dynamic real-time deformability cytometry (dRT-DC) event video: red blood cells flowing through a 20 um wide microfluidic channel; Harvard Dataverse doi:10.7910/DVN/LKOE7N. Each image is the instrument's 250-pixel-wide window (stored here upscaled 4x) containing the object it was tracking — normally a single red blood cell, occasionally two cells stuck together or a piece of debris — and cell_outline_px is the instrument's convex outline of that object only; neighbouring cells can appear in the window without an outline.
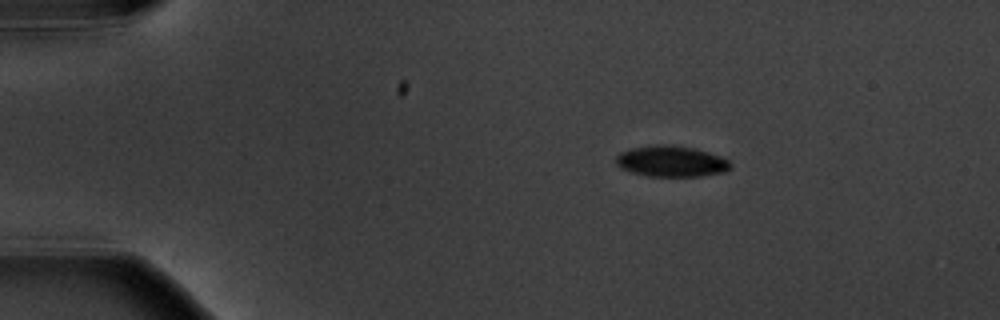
{"species": "common noctule bat (a hibernating species)", "species_latin": "Nyctalus noctula", "temperature_condition": "warm", "stored_images_in_passage": 5, "camera_frame_rate_fps": 3000, "um_per_image_px": 0.085, "animal": {"sex": "male", "body_mass_g": 20.1, "forearm_length_mm": 53.5}, "frame": {"image": 1, "passage_image": 2, "time_ms": 2.0, "image_size_px": [1000, 320], "cell_outline_px": [[732, 168], [728, 172], [700, 176], [648, 176], [632, 172], [620, 168], [616, 164], [616, 156], [620, 152], [632, 148], [656, 144], [672, 144], [692, 148], [708, 152], [720, 156], [728, 160], [732, 164]], "centroid_in_image_um": [57.08, 13.71], "position_along_channel_um": 27.9, "area_um2": 20.87}}
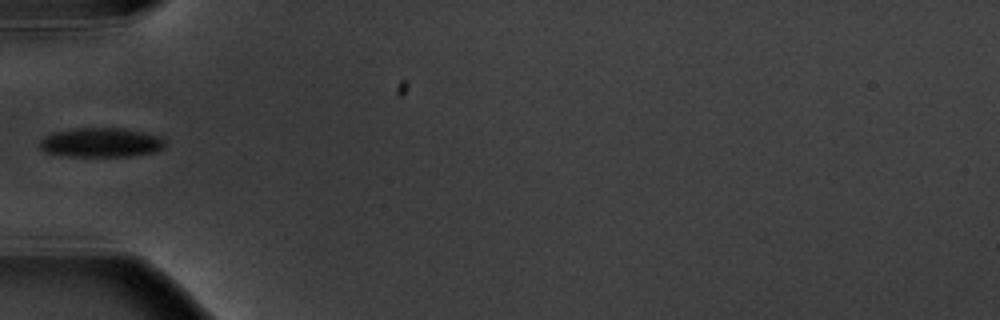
{"frame": {"image": 2, "passage_image": 5, "time_ms": 5.333, "image_size_px": [1000, 320], "cell_outline_px": [[164, 148], [156, 152], [132, 156], [68, 156], [44, 152], [40, 148], [40, 140], [44, 136], [52, 132], [76, 128], [124, 128], [160, 136], [164, 140]], "centroid_in_image_um": [8.58, 12.11], "position_along_channel_um": 76.4, "area_um2": 21.56}}